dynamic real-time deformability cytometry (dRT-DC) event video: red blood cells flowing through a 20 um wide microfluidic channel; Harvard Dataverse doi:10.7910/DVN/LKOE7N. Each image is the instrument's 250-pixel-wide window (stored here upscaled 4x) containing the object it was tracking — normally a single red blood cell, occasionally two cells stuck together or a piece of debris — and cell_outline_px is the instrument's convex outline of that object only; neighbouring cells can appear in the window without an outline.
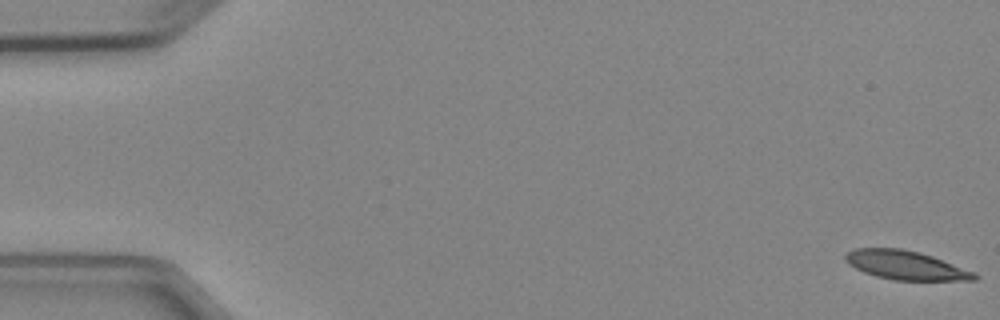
{"species": "Egyptian fruit bat (a non-hibernating species)", "species_latin": "Rousettus aegyptiacus", "temperature_condition": "cold", "stored_images_in_passage": 5, "camera_frame_rate_fps": 3000, "um_per_image_px": 0.085, "animal": {"sex": "female"}, "frame": {"image": 1, "passage_image": 1, "time_ms": 0.0, "image_size_px": [1000, 320], "cell_outline_px": [[980, 276], [976, 280], [892, 280], [876, 276], [864, 272], [848, 264], [844, 260], [844, 256], [848, 252], [856, 248], [900, 248], [920, 252], [932, 256], [976, 272]], "centroid_in_image_um": [77.0, 22.54], "position_along_channel_um": 8.0, "area_um2": 21.79}}
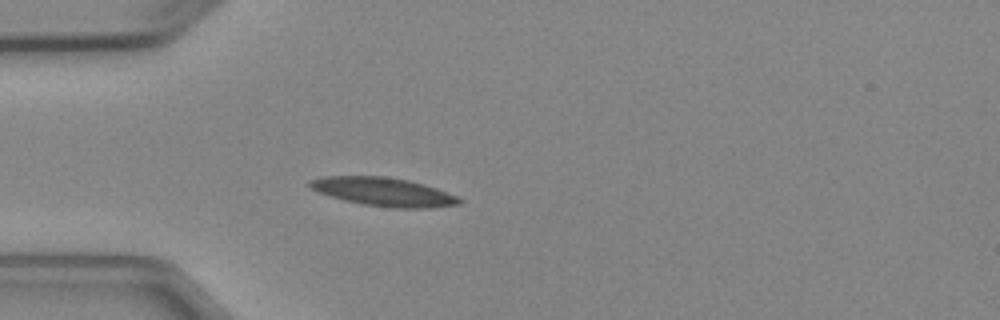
{"frame": {"image": 2, "passage_image": 5, "time_ms": 4.667, "image_size_px": [1000, 320], "cell_outline_px": [[464, 200], [460, 204], [432, 208], [392, 208], [364, 204], [344, 200], [316, 192], [308, 184], [308, 180], [324, 176], [384, 176], [408, 180], [424, 184], [436, 188], [456, 196]], "centroid_in_image_um": [32.6, 16.3], "position_along_channel_um": 52.4, "area_um2": 24.91}}